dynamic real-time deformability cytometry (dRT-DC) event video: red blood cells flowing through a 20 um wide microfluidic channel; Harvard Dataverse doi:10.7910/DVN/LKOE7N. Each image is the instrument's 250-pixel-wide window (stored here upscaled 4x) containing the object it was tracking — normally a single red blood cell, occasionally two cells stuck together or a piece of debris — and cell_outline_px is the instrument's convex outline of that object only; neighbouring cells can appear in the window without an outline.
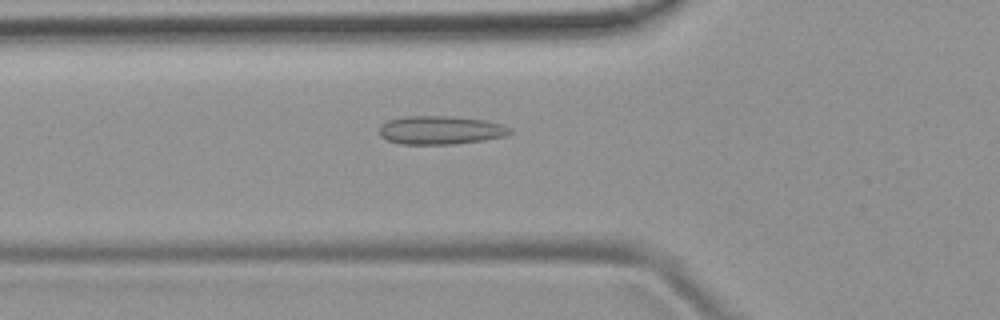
{"species": "common noctule bat (a hibernating species)", "species_latin": "Nyctalus noctula", "temperature_condition": "room temperature", "stored_images_in_passage": 35, "camera_frame_rate_fps": 3000, "um_per_image_px": 0.085, "animal": {"sex": "female", "body_mass_g": 19.9}, "frame": {"image": 1, "passage_image": 3, "time_ms": 0.667, "image_size_px": [1000, 320], "cell_outline_px": [[512, 132], [504, 136], [484, 140], [452, 144], [400, 144], [388, 140], [380, 136], [380, 128], [388, 120], [404, 116], [452, 116], [484, 120], [500, 124], [512, 128]], "centroid_in_image_um": [37.45, 11.06], "position_along_channel_um": 88.3, "area_um2": 21.56}}
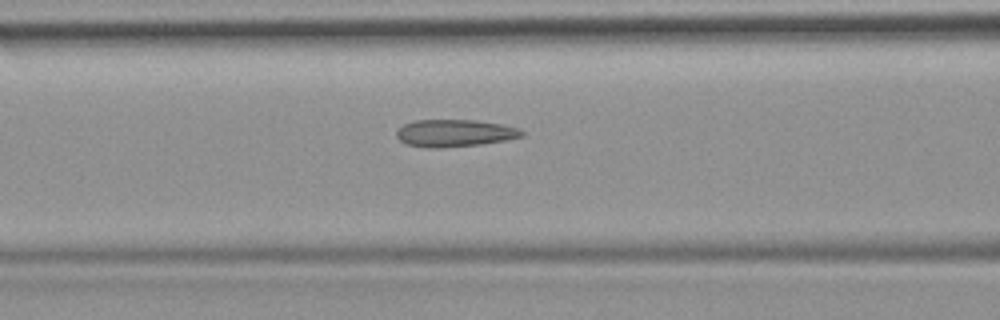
{"frame": {"image": 2, "passage_image": 6, "time_ms": 1.667, "image_size_px": [1000, 320], "cell_outline_px": [[524, 136], [504, 140], [480, 144], [436, 148], [428, 148], [404, 144], [396, 136], [396, 132], [404, 124], [416, 120], [476, 120], [504, 124], [520, 128], [524, 132]], "centroid_in_image_um": [38.66, 11.31], "position_along_channel_um": 127.9, "area_um2": 19.94}}
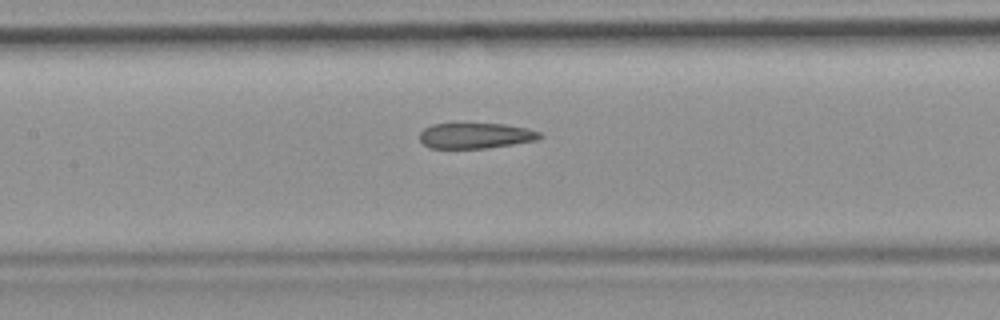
{"frame": {"image": 3, "passage_image": 9, "time_ms": 2.667, "image_size_px": [1000, 320], "cell_outline_px": [[544, 136], [536, 140], [512, 144], [484, 148], [432, 148], [424, 144], [420, 140], [420, 132], [424, 128], [432, 124], [504, 124], [528, 128], [540, 132]], "centroid_in_image_um": [40.44, 11.53], "position_along_channel_um": 167.0, "area_um2": 17.74}}